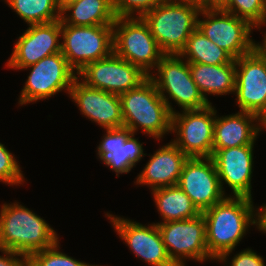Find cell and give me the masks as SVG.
<instances>
[{
	"instance_id": "obj_1",
	"label": "cell",
	"mask_w": 266,
	"mask_h": 266,
	"mask_svg": "<svg viewBox=\"0 0 266 266\" xmlns=\"http://www.w3.org/2000/svg\"><path fill=\"white\" fill-rule=\"evenodd\" d=\"M254 209L251 198L226 195L202 212L208 252L214 259L225 263L250 225H257V208Z\"/></svg>"
},
{
	"instance_id": "obj_2",
	"label": "cell",
	"mask_w": 266,
	"mask_h": 266,
	"mask_svg": "<svg viewBox=\"0 0 266 266\" xmlns=\"http://www.w3.org/2000/svg\"><path fill=\"white\" fill-rule=\"evenodd\" d=\"M57 233L39 215L18 202L3 204L0 210V249L17 252L26 258L53 246Z\"/></svg>"
},
{
	"instance_id": "obj_3",
	"label": "cell",
	"mask_w": 266,
	"mask_h": 266,
	"mask_svg": "<svg viewBox=\"0 0 266 266\" xmlns=\"http://www.w3.org/2000/svg\"><path fill=\"white\" fill-rule=\"evenodd\" d=\"M121 100L123 127L134 135L141 127L142 132L160 140L171 132L172 113L159 94L150 76L134 89L119 95Z\"/></svg>"
},
{
	"instance_id": "obj_4",
	"label": "cell",
	"mask_w": 266,
	"mask_h": 266,
	"mask_svg": "<svg viewBox=\"0 0 266 266\" xmlns=\"http://www.w3.org/2000/svg\"><path fill=\"white\" fill-rule=\"evenodd\" d=\"M200 10L191 3L163 0L142 18L165 54H179L197 28Z\"/></svg>"
},
{
	"instance_id": "obj_5",
	"label": "cell",
	"mask_w": 266,
	"mask_h": 266,
	"mask_svg": "<svg viewBox=\"0 0 266 266\" xmlns=\"http://www.w3.org/2000/svg\"><path fill=\"white\" fill-rule=\"evenodd\" d=\"M113 52L149 76L165 53L140 17H117L113 24Z\"/></svg>"
},
{
	"instance_id": "obj_6",
	"label": "cell",
	"mask_w": 266,
	"mask_h": 266,
	"mask_svg": "<svg viewBox=\"0 0 266 266\" xmlns=\"http://www.w3.org/2000/svg\"><path fill=\"white\" fill-rule=\"evenodd\" d=\"M156 71L158 73L151 74L150 78L172 114L176 111L170 105L169 98L183 110L201 109L210 104L193 81L189 63L179 54H165L157 64Z\"/></svg>"
},
{
	"instance_id": "obj_7",
	"label": "cell",
	"mask_w": 266,
	"mask_h": 266,
	"mask_svg": "<svg viewBox=\"0 0 266 266\" xmlns=\"http://www.w3.org/2000/svg\"><path fill=\"white\" fill-rule=\"evenodd\" d=\"M61 38V53L77 73L113 52V25L61 24Z\"/></svg>"
},
{
	"instance_id": "obj_8",
	"label": "cell",
	"mask_w": 266,
	"mask_h": 266,
	"mask_svg": "<svg viewBox=\"0 0 266 266\" xmlns=\"http://www.w3.org/2000/svg\"><path fill=\"white\" fill-rule=\"evenodd\" d=\"M169 258L176 266H185L186 259L214 260L206 244V224L202 213L186 220L156 223ZM185 259V260H184Z\"/></svg>"
},
{
	"instance_id": "obj_9",
	"label": "cell",
	"mask_w": 266,
	"mask_h": 266,
	"mask_svg": "<svg viewBox=\"0 0 266 266\" xmlns=\"http://www.w3.org/2000/svg\"><path fill=\"white\" fill-rule=\"evenodd\" d=\"M27 68L31 70L19 97L20 105L48 99L63 89L69 94L77 78V72L61 52L44 57L23 69Z\"/></svg>"
},
{
	"instance_id": "obj_10",
	"label": "cell",
	"mask_w": 266,
	"mask_h": 266,
	"mask_svg": "<svg viewBox=\"0 0 266 266\" xmlns=\"http://www.w3.org/2000/svg\"><path fill=\"white\" fill-rule=\"evenodd\" d=\"M212 104L183 113L172 114L171 132L177 133L172 142L188 157H211L216 116Z\"/></svg>"
},
{
	"instance_id": "obj_11",
	"label": "cell",
	"mask_w": 266,
	"mask_h": 266,
	"mask_svg": "<svg viewBox=\"0 0 266 266\" xmlns=\"http://www.w3.org/2000/svg\"><path fill=\"white\" fill-rule=\"evenodd\" d=\"M199 14L206 18H198L197 28L234 59L254 50L255 42L250 38L254 27L248 21L221 9L200 10Z\"/></svg>"
},
{
	"instance_id": "obj_12",
	"label": "cell",
	"mask_w": 266,
	"mask_h": 266,
	"mask_svg": "<svg viewBox=\"0 0 266 266\" xmlns=\"http://www.w3.org/2000/svg\"><path fill=\"white\" fill-rule=\"evenodd\" d=\"M77 75L89 87L118 95L136 88L149 77L140 67L114 52L108 57L88 63Z\"/></svg>"
},
{
	"instance_id": "obj_13",
	"label": "cell",
	"mask_w": 266,
	"mask_h": 266,
	"mask_svg": "<svg viewBox=\"0 0 266 266\" xmlns=\"http://www.w3.org/2000/svg\"><path fill=\"white\" fill-rule=\"evenodd\" d=\"M235 94L240 111L266 114V62L255 49L236 59Z\"/></svg>"
},
{
	"instance_id": "obj_14",
	"label": "cell",
	"mask_w": 266,
	"mask_h": 266,
	"mask_svg": "<svg viewBox=\"0 0 266 266\" xmlns=\"http://www.w3.org/2000/svg\"><path fill=\"white\" fill-rule=\"evenodd\" d=\"M177 185L201 213L226 197L211 157H189Z\"/></svg>"
},
{
	"instance_id": "obj_15",
	"label": "cell",
	"mask_w": 266,
	"mask_h": 266,
	"mask_svg": "<svg viewBox=\"0 0 266 266\" xmlns=\"http://www.w3.org/2000/svg\"><path fill=\"white\" fill-rule=\"evenodd\" d=\"M119 237L136 257L152 266H176L169 258L157 224L143 225L129 219L106 214Z\"/></svg>"
},
{
	"instance_id": "obj_16",
	"label": "cell",
	"mask_w": 266,
	"mask_h": 266,
	"mask_svg": "<svg viewBox=\"0 0 266 266\" xmlns=\"http://www.w3.org/2000/svg\"><path fill=\"white\" fill-rule=\"evenodd\" d=\"M61 20L32 24L19 36L7 67L23 70L44 57L61 52Z\"/></svg>"
},
{
	"instance_id": "obj_17",
	"label": "cell",
	"mask_w": 266,
	"mask_h": 266,
	"mask_svg": "<svg viewBox=\"0 0 266 266\" xmlns=\"http://www.w3.org/2000/svg\"><path fill=\"white\" fill-rule=\"evenodd\" d=\"M69 95L78 105L82 115L105 130L123 127L121 100L118 94L89 87L77 77Z\"/></svg>"
},
{
	"instance_id": "obj_18",
	"label": "cell",
	"mask_w": 266,
	"mask_h": 266,
	"mask_svg": "<svg viewBox=\"0 0 266 266\" xmlns=\"http://www.w3.org/2000/svg\"><path fill=\"white\" fill-rule=\"evenodd\" d=\"M253 148L254 145H244L213 150L211 158L214 161L224 194L223 185L226 183L231 188L233 197L252 199Z\"/></svg>"
},
{
	"instance_id": "obj_19",
	"label": "cell",
	"mask_w": 266,
	"mask_h": 266,
	"mask_svg": "<svg viewBox=\"0 0 266 266\" xmlns=\"http://www.w3.org/2000/svg\"><path fill=\"white\" fill-rule=\"evenodd\" d=\"M126 127L106 129L97 147V154L103 163L116 172V176L129 173L137 162L146 154L143 153V144Z\"/></svg>"
},
{
	"instance_id": "obj_20",
	"label": "cell",
	"mask_w": 266,
	"mask_h": 266,
	"mask_svg": "<svg viewBox=\"0 0 266 266\" xmlns=\"http://www.w3.org/2000/svg\"><path fill=\"white\" fill-rule=\"evenodd\" d=\"M188 158L171 141L155 151L135 183L148 185L152 190L175 186L178 184L183 166Z\"/></svg>"
},
{
	"instance_id": "obj_21",
	"label": "cell",
	"mask_w": 266,
	"mask_h": 266,
	"mask_svg": "<svg viewBox=\"0 0 266 266\" xmlns=\"http://www.w3.org/2000/svg\"><path fill=\"white\" fill-rule=\"evenodd\" d=\"M261 119L252 113L240 111L225 117L215 116L213 150L254 145L262 131ZM253 122V123H252Z\"/></svg>"
},
{
	"instance_id": "obj_22",
	"label": "cell",
	"mask_w": 266,
	"mask_h": 266,
	"mask_svg": "<svg viewBox=\"0 0 266 266\" xmlns=\"http://www.w3.org/2000/svg\"><path fill=\"white\" fill-rule=\"evenodd\" d=\"M193 81L204 98L208 94L224 95L235 92L236 59L231 63L220 65H208L188 62Z\"/></svg>"
},
{
	"instance_id": "obj_23",
	"label": "cell",
	"mask_w": 266,
	"mask_h": 266,
	"mask_svg": "<svg viewBox=\"0 0 266 266\" xmlns=\"http://www.w3.org/2000/svg\"><path fill=\"white\" fill-rule=\"evenodd\" d=\"M116 18L113 0H77L61 10L60 20L61 24L94 26L113 25Z\"/></svg>"
},
{
	"instance_id": "obj_24",
	"label": "cell",
	"mask_w": 266,
	"mask_h": 266,
	"mask_svg": "<svg viewBox=\"0 0 266 266\" xmlns=\"http://www.w3.org/2000/svg\"><path fill=\"white\" fill-rule=\"evenodd\" d=\"M163 222L194 218L201 212L189 196L178 186L161 187L151 190Z\"/></svg>"
},
{
	"instance_id": "obj_25",
	"label": "cell",
	"mask_w": 266,
	"mask_h": 266,
	"mask_svg": "<svg viewBox=\"0 0 266 266\" xmlns=\"http://www.w3.org/2000/svg\"><path fill=\"white\" fill-rule=\"evenodd\" d=\"M179 55L185 60L187 58V62L208 65L226 64L234 60L227 51L208 39L198 28L190 35Z\"/></svg>"
},
{
	"instance_id": "obj_26",
	"label": "cell",
	"mask_w": 266,
	"mask_h": 266,
	"mask_svg": "<svg viewBox=\"0 0 266 266\" xmlns=\"http://www.w3.org/2000/svg\"><path fill=\"white\" fill-rule=\"evenodd\" d=\"M27 24L50 23L61 18L56 0H5Z\"/></svg>"
},
{
	"instance_id": "obj_27",
	"label": "cell",
	"mask_w": 266,
	"mask_h": 266,
	"mask_svg": "<svg viewBox=\"0 0 266 266\" xmlns=\"http://www.w3.org/2000/svg\"><path fill=\"white\" fill-rule=\"evenodd\" d=\"M221 10L248 21L257 29L265 24V0H227Z\"/></svg>"
},
{
	"instance_id": "obj_28",
	"label": "cell",
	"mask_w": 266,
	"mask_h": 266,
	"mask_svg": "<svg viewBox=\"0 0 266 266\" xmlns=\"http://www.w3.org/2000/svg\"><path fill=\"white\" fill-rule=\"evenodd\" d=\"M59 243L58 240L53 246L31 254L27 258V266H95L60 252Z\"/></svg>"
},
{
	"instance_id": "obj_29",
	"label": "cell",
	"mask_w": 266,
	"mask_h": 266,
	"mask_svg": "<svg viewBox=\"0 0 266 266\" xmlns=\"http://www.w3.org/2000/svg\"><path fill=\"white\" fill-rule=\"evenodd\" d=\"M14 155L0 143V182L11 185L23 184L24 176Z\"/></svg>"
},
{
	"instance_id": "obj_30",
	"label": "cell",
	"mask_w": 266,
	"mask_h": 266,
	"mask_svg": "<svg viewBox=\"0 0 266 266\" xmlns=\"http://www.w3.org/2000/svg\"><path fill=\"white\" fill-rule=\"evenodd\" d=\"M163 0H113V9L116 17H135L142 18L147 12L151 11Z\"/></svg>"
},
{
	"instance_id": "obj_31",
	"label": "cell",
	"mask_w": 266,
	"mask_h": 266,
	"mask_svg": "<svg viewBox=\"0 0 266 266\" xmlns=\"http://www.w3.org/2000/svg\"><path fill=\"white\" fill-rule=\"evenodd\" d=\"M230 266H265V262L261 256L248 248L237 253Z\"/></svg>"
},
{
	"instance_id": "obj_32",
	"label": "cell",
	"mask_w": 266,
	"mask_h": 266,
	"mask_svg": "<svg viewBox=\"0 0 266 266\" xmlns=\"http://www.w3.org/2000/svg\"><path fill=\"white\" fill-rule=\"evenodd\" d=\"M0 251L3 255L5 254L0 256V266H27V258L25 256L11 250L0 249ZM17 256H20L21 259Z\"/></svg>"
},
{
	"instance_id": "obj_33",
	"label": "cell",
	"mask_w": 266,
	"mask_h": 266,
	"mask_svg": "<svg viewBox=\"0 0 266 266\" xmlns=\"http://www.w3.org/2000/svg\"><path fill=\"white\" fill-rule=\"evenodd\" d=\"M259 209V210H258ZM257 209V228L266 233V204ZM259 211V212H258Z\"/></svg>"
},
{
	"instance_id": "obj_34",
	"label": "cell",
	"mask_w": 266,
	"mask_h": 266,
	"mask_svg": "<svg viewBox=\"0 0 266 266\" xmlns=\"http://www.w3.org/2000/svg\"><path fill=\"white\" fill-rule=\"evenodd\" d=\"M226 4L227 0H203V10H220Z\"/></svg>"
},
{
	"instance_id": "obj_35",
	"label": "cell",
	"mask_w": 266,
	"mask_h": 266,
	"mask_svg": "<svg viewBox=\"0 0 266 266\" xmlns=\"http://www.w3.org/2000/svg\"><path fill=\"white\" fill-rule=\"evenodd\" d=\"M254 49L260 54V56L266 62V34H265L264 40H263V42L261 44L255 43Z\"/></svg>"
},
{
	"instance_id": "obj_36",
	"label": "cell",
	"mask_w": 266,
	"mask_h": 266,
	"mask_svg": "<svg viewBox=\"0 0 266 266\" xmlns=\"http://www.w3.org/2000/svg\"><path fill=\"white\" fill-rule=\"evenodd\" d=\"M173 1L191 3V4L199 6L200 9L203 10V0H173Z\"/></svg>"
},
{
	"instance_id": "obj_37",
	"label": "cell",
	"mask_w": 266,
	"mask_h": 266,
	"mask_svg": "<svg viewBox=\"0 0 266 266\" xmlns=\"http://www.w3.org/2000/svg\"><path fill=\"white\" fill-rule=\"evenodd\" d=\"M77 1V0H56L57 6L60 10H62L68 4Z\"/></svg>"
},
{
	"instance_id": "obj_38",
	"label": "cell",
	"mask_w": 266,
	"mask_h": 266,
	"mask_svg": "<svg viewBox=\"0 0 266 266\" xmlns=\"http://www.w3.org/2000/svg\"><path fill=\"white\" fill-rule=\"evenodd\" d=\"M261 128L266 129V114L261 118Z\"/></svg>"
},
{
	"instance_id": "obj_39",
	"label": "cell",
	"mask_w": 266,
	"mask_h": 266,
	"mask_svg": "<svg viewBox=\"0 0 266 266\" xmlns=\"http://www.w3.org/2000/svg\"><path fill=\"white\" fill-rule=\"evenodd\" d=\"M265 24H266V0H265Z\"/></svg>"
}]
</instances>
